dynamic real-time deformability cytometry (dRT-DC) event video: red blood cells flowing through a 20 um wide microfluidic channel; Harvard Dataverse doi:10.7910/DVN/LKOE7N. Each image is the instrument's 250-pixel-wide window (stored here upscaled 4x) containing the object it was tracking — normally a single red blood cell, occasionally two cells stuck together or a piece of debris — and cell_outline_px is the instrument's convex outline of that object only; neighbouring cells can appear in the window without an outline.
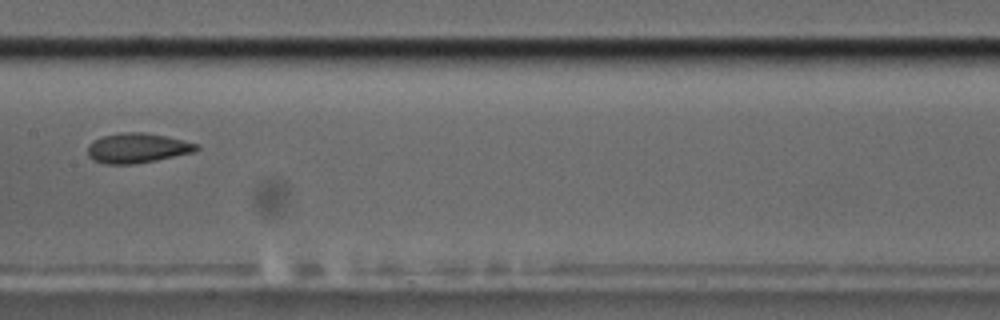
{"species": "common noctule bat (a hibernating species)", "species_latin": "Nyctalus noctula", "temperature_condition": "cold", "stored_images_in_passage": 8, "camera_frame_rate_fps": 3000, "um_per_image_px": 0.085, "animal": {"sex": "male", "body_mass_g": 17.5, "forearm_length_mm": 52.3}, "frame": {"image": 1, "passage_image": 7, "time_ms": 9.667, "image_size_px": [1000, 320], "cell_outline_px": [[200, 148], [192, 152], [156, 160], [132, 164], [104, 164], [92, 160], [88, 156], [88, 144], [100, 136], [120, 132], [144, 132], [164, 136], [200, 144]], "centroid_in_image_um": [11.62, 12.58], "position_along_channel_um": 195.8, "area_um2": 18.96}}
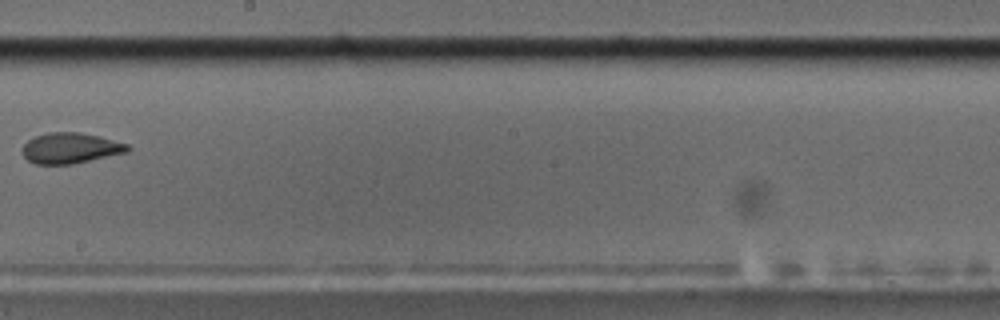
{"frame": {"image": 2, "passage_image": 8, "time_ms": 11.0, "image_size_px": [1000, 320], "cell_outline_px": [[132, 148], [128, 152], [72, 164], [36, 164], [28, 160], [20, 152], [24, 144], [28, 140], [36, 136], [48, 132], [80, 132], [128, 144]], "centroid_in_image_um": [5.97, 12.59], "position_along_channel_um": 242.2, "area_um2": 18.73}}